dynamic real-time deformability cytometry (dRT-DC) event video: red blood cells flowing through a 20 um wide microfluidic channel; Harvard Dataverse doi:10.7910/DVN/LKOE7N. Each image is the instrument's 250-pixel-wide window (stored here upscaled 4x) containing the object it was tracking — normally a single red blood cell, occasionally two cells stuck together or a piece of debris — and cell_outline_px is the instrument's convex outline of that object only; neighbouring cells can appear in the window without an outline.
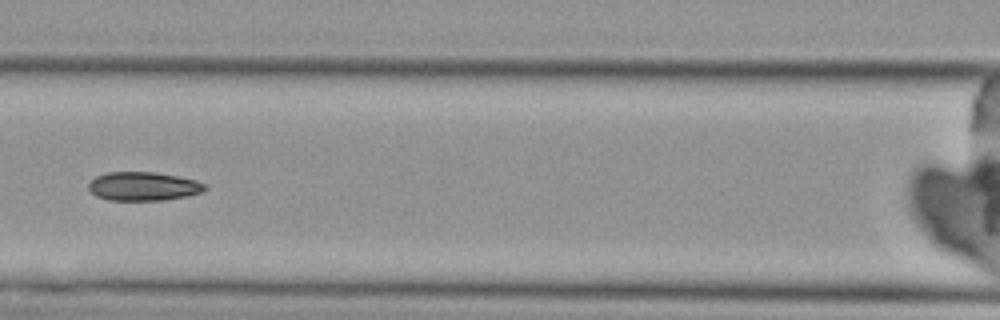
{"species": "Egyptian fruit bat (a non-hibernating species)", "species_latin": "Rousettus aegyptiacus", "temperature_condition": "cold", "stored_images_in_passage": 6, "camera_frame_rate_fps": 3000, "um_per_image_px": 0.085, "animal": {"sex": "female"}, "frame": {"image": 1, "passage_image": 6, "time_ms": 6.667, "image_size_px": [1000, 320], "cell_outline_px": [[208, 188], [200, 192], [188, 196], [164, 200], [108, 200], [96, 196], [88, 188], [88, 184], [96, 176], [104, 172], [156, 172], [180, 176], [196, 180], [204, 184]], "centroid_in_image_um": [12.18, 15.83], "position_along_channel_um": 154.4, "area_um2": 19.59}}